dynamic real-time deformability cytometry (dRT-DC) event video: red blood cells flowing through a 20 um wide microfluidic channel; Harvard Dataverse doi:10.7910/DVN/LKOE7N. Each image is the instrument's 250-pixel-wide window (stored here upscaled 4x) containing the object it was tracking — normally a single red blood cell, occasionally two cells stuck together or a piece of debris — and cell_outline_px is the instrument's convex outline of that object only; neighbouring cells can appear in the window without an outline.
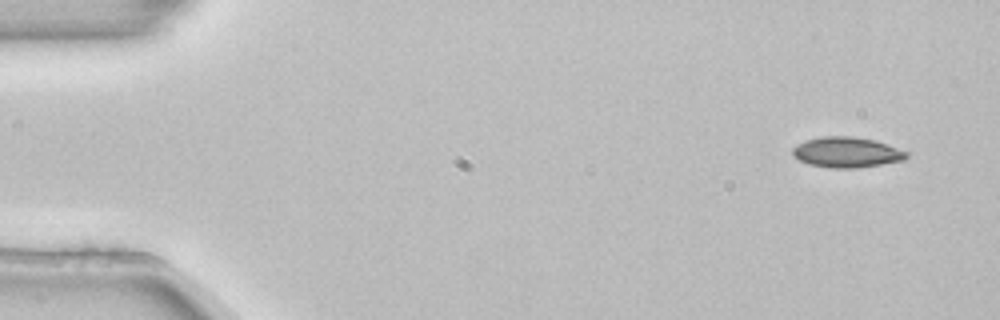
{"species": "common noctule bat (a hibernating species)", "species_latin": "Nyctalus noctula", "temperature_condition": "room temperature", "stored_images_in_passage": 3, "camera_frame_rate_fps": 3000, "um_per_image_px": 0.085, "animal": {"sex": "female", "body_mass_g": 22.7, "forearm_length_mm": 54.2}, "frame": {"image": 1, "passage_image": 1, "time_ms": 0.0, "image_size_px": [1000, 320], "cell_outline_px": [[908, 156], [904, 160], [856, 168], [832, 168], [808, 164], [792, 156], [792, 148], [796, 144], [804, 140], [820, 136], [852, 136], [876, 140], [908, 152]], "centroid_in_image_um": [71.93, 12.93], "position_along_channel_um": 13.1, "area_um2": 20.35}}
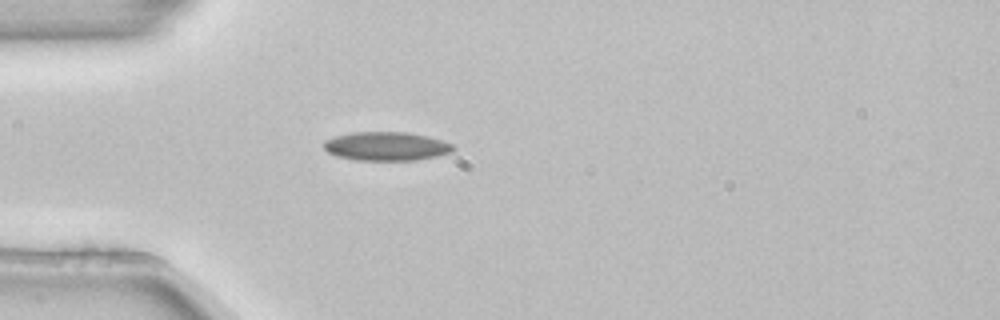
{"frame": {"image": 2, "passage_image": 3, "time_ms": 0.667, "image_size_px": [1000, 320], "cell_outline_px": [[456, 148], [452, 152], [436, 156], [416, 160], [356, 160], [336, 156], [328, 152], [324, 148], [324, 140], [336, 136], [352, 132], [408, 132], [428, 136], [452, 144]], "centroid_in_image_um": [32.84, 12.43], "position_along_channel_um": 52.2, "area_um2": 21.68}}